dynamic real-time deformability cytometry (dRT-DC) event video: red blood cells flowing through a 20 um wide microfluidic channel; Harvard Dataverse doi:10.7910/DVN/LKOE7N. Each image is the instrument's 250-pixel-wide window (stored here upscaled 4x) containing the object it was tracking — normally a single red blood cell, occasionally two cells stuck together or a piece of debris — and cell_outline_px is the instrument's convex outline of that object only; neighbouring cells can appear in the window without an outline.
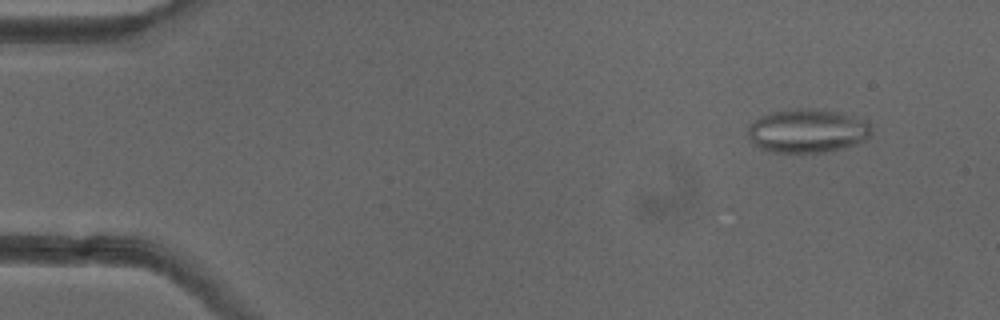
{"species": "common noctule bat (a hibernating species)", "species_latin": "Nyctalus noctula", "temperature_condition": "cold", "stored_images_in_passage": 51, "camera_frame_rate_fps": 3000, "um_per_image_px": 0.085, "animal": {"sex": "female"}, "frame": {"image": 1, "passage_image": 5, "time_ms": 1.333, "image_size_px": [1000, 320], "cell_outline_px": [[872, 132], [864, 140], [856, 144], [824, 152], [800, 156], [768, 152], [752, 144], [748, 140], [748, 124], [760, 116], [772, 112], [796, 108], [808, 108], [836, 112], [852, 116], [864, 120], [872, 128]], "centroid_in_image_um": [68.54, 11.17], "position_along_channel_um": 16.5, "area_um2": 32.25}}
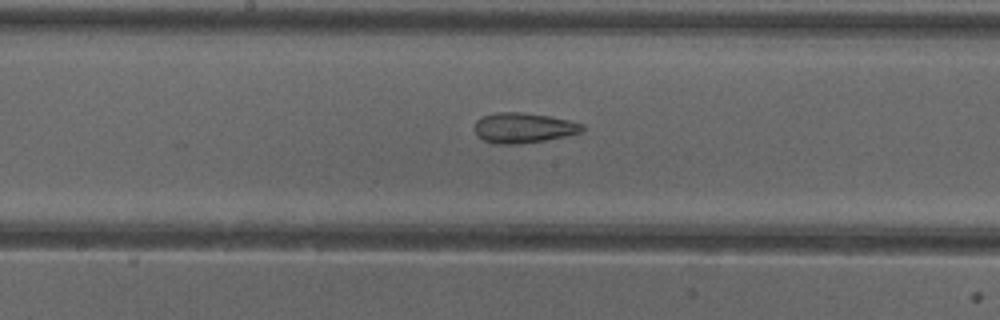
{"frame": {"image": 2, "passage_image": 27, "time_ms": 8.667, "image_size_px": [1000, 320], "cell_outline_px": [[584, 132], [568, 136], [544, 140], [516, 144], [496, 144], [484, 140], [476, 136], [472, 128], [476, 120], [484, 116], [500, 112], [520, 112], [548, 116], [568, 120], [584, 124]], "centroid_in_image_um": [44.48, 10.87], "position_along_channel_um": 203.7, "area_um2": 19.07}}
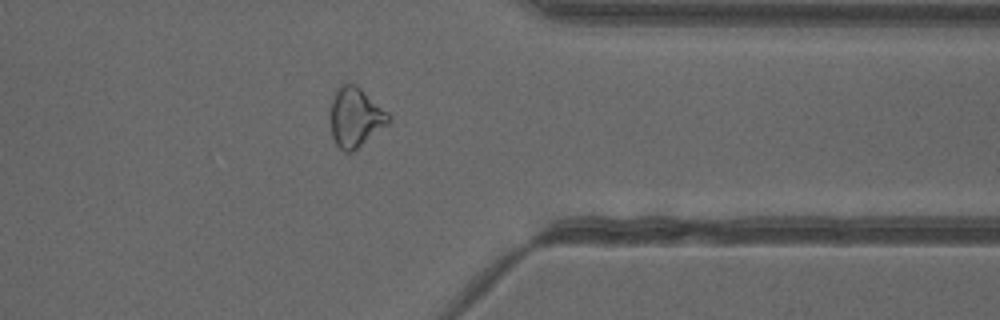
{"frame": {"image": 3, "passage_image": 41, "time_ms": 13.333, "image_size_px": [1000, 320], "cell_outline_px": [[392, 120], [388, 124], [352, 152], [344, 152], [336, 144], [332, 136], [328, 112], [332, 100], [336, 92], [344, 84], [356, 84], [388, 112], [392, 116]], "centroid_in_image_um": [30.2, 9.98], "position_along_channel_um": 381.2, "area_um2": 20.23}, "authors_computed_cell_mechanics": {"area_um2": 22.1952, "velocity_mm_per_s": 3.9989, "shape_relaxation_time_tau1_ms": null, "shape_relaxation_time_tau2_ms": 2.7972, "deformation_change_tau1": null, "deformation_change_tau2": 0.116}}